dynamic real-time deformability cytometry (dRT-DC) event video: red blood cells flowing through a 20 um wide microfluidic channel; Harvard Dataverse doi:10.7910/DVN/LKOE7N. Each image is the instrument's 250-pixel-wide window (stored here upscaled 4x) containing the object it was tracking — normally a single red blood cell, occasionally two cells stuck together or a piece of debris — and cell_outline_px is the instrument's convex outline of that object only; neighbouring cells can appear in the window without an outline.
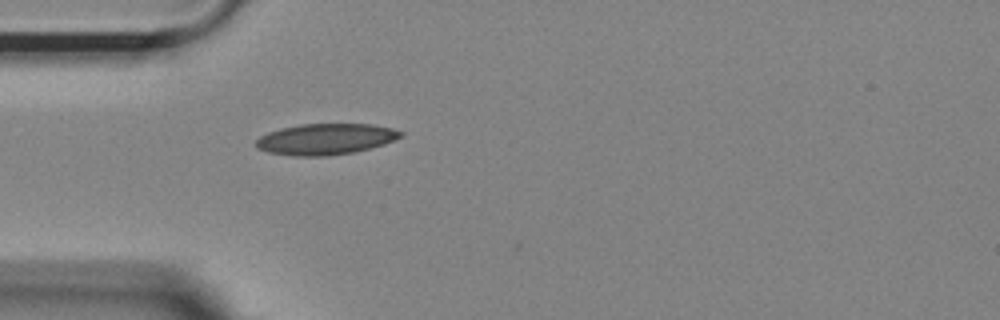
{"species": "Egyptian fruit bat (a non-hibernating species)", "species_latin": "Rousettus aegyptiacus", "temperature_condition": "room temperature", "stored_images_in_passage": 40, "camera_frame_rate_fps": 3000, "um_per_image_px": 0.085, "animal": {"sex": "female"}, "frame": {"image": 1, "passage_image": 1, "time_ms": 0.0, "image_size_px": [1000, 320], "cell_outline_px": [[404, 136], [384, 144], [352, 152], [328, 156], [296, 156], [268, 152], [256, 148], [256, 140], [260, 136], [268, 132], [280, 128], [300, 124], [372, 124], [392, 128], [404, 132]], "centroid_in_image_um": [27.68, 11.82], "position_along_channel_um": 57.3, "area_um2": 26.18}}
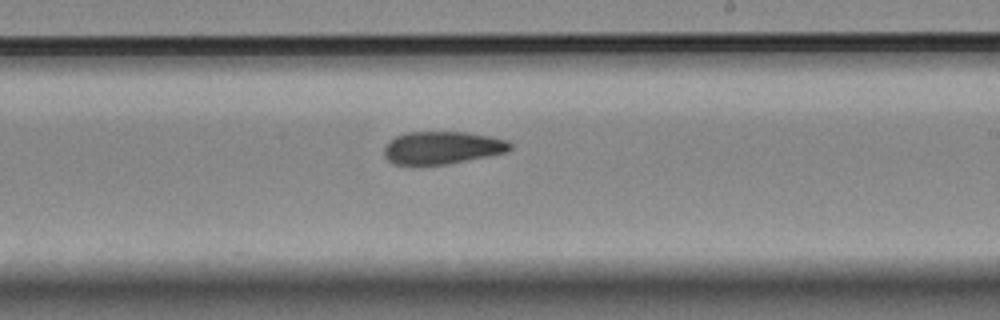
{"frame": {"image": 2, "passage_image": 17, "time_ms": 5.333, "image_size_px": [1000, 320], "cell_outline_px": [[512, 148], [508, 152], [448, 164], [420, 168], [392, 164], [384, 156], [384, 144], [388, 140], [396, 136], [408, 132], [468, 132], [508, 140], [512, 144]], "centroid_in_image_um": [37.52, 12.6], "position_along_channel_um": 251.5, "area_um2": 24.91}}
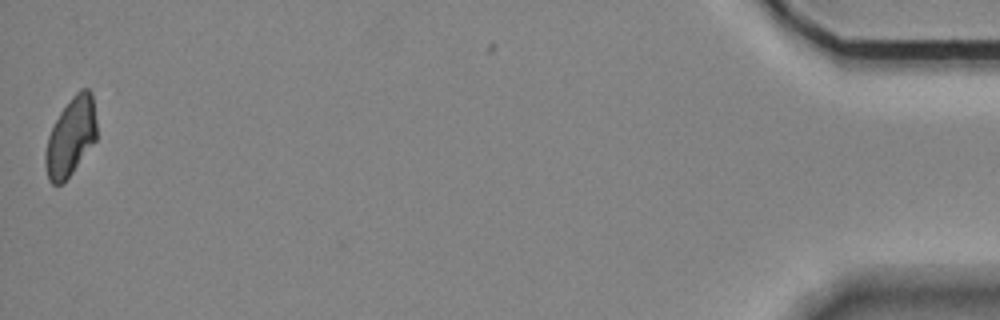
{"frame": {"image": 3, "passage_image": 39, "time_ms": 12.667, "image_size_px": [1000, 320], "cell_outline_px": [[96, 140], [72, 172], [60, 184], [52, 184], [48, 180], [44, 160], [44, 152], [48, 136], [60, 112], [72, 96], [80, 88], [88, 88], [92, 92], [96, 120]], "centroid_in_image_um": [6.01, 11.6], "position_along_channel_um": 429.2, "area_um2": 23.29}, "authors_computed_cell_mechanics": {"area_um2": 24.5939, "velocity_mm_per_s": 3.691, "shape_relaxation_time_tau1_ms": 6.6021, "shape_relaxation_time_tau2_ms": 4.9791, "deformation_change_tau1": 0.1367, "deformation_change_tau2": 0.1064}}